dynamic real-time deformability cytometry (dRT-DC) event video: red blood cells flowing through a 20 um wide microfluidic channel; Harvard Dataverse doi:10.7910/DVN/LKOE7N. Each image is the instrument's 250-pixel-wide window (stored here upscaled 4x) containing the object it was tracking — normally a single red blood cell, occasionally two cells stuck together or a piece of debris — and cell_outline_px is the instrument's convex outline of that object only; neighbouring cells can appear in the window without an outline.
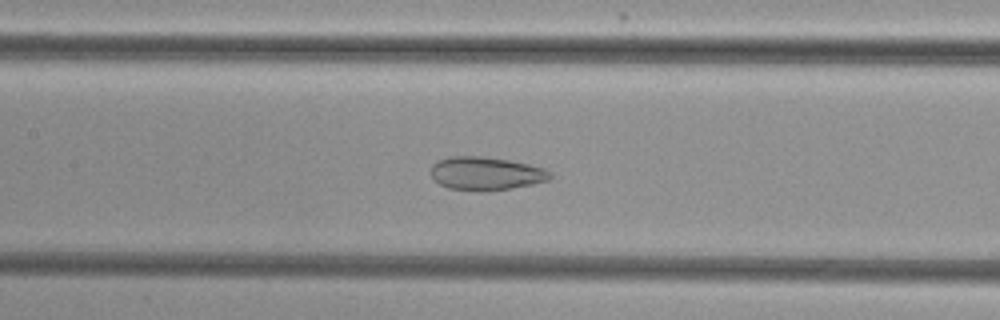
{"species": "common noctule bat (a hibernating species)", "species_latin": "Nyctalus noctula", "temperature_condition": "cold", "stored_images_in_passage": 46, "camera_frame_rate_fps": 3000, "um_per_image_px": 0.085, "animal": {"sex": "female", "body_mass_g": 29.2, "forearm_length_mm": 56.3}, "frame": {"image": 1, "passage_image": 18, "time_ms": 5.667, "image_size_px": [1000, 320], "cell_outline_px": [[552, 180], [512, 188], [488, 192], [476, 192], [448, 188], [440, 184], [432, 176], [432, 164], [436, 160], [452, 156], [480, 156], [508, 160], [528, 164], [544, 168], [552, 172]], "centroid_in_image_um": [41.33, 14.76], "position_along_channel_um": 166.1, "area_um2": 23.47}}
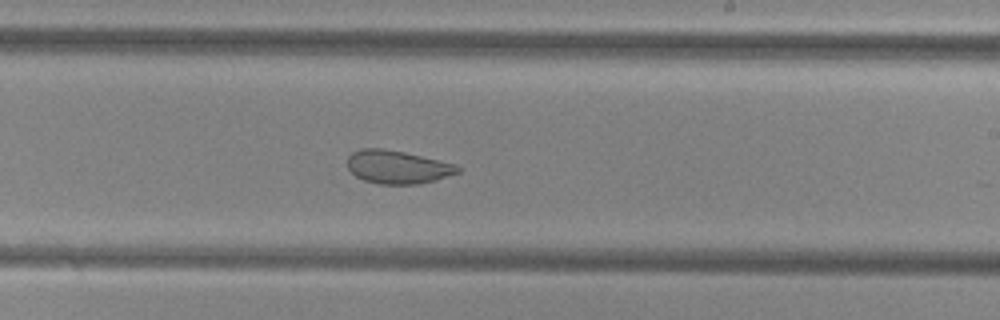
{"frame": {"image": 2, "passage_image": 25, "time_ms": 8.0, "image_size_px": [1000, 320], "cell_outline_px": [[460, 172], [436, 180], [420, 184], [380, 184], [364, 180], [356, 176], [348, 168], [348, 156], [352, 152], [360, 148], [384, 148], [404, 152], [456, 164], [460, 168]], "centroid_in_image_um": [33.79, 14.19], "position_along_channel_um": 255.2, "area_um2": 21.39}}
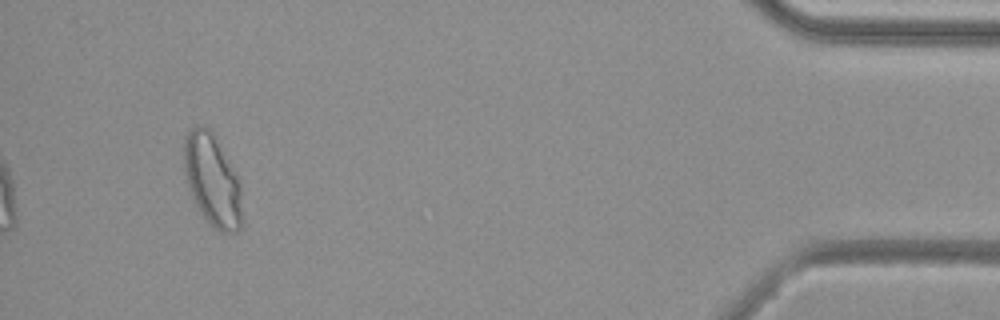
{"frame": {"image": 3, "passage_image": 43, "time_ms": 14.0, "image_size_px": [1000, 320], "cell_outline_px": [[244, 220], [240, 228], [236, 232], [220, 232], [200, 212], [188, 188], [184, 172], [184, 140], [188, 128], [196, 124], [200, 124], [208, 128], [216, 136], [236, 176], [240, 188]], "centroid_in_image_um": [18.04, 15.29], "position_along_channel_um": 417.2, "area_um2": 31.21}, "authors_computed_cell_mechanics": {"area_um2": 26.4724, "velocity_mm_per_s": 3.8369, "shape_relaxation_time_tau1_ms": null, "shape_relaxation_time_tau2_ms": 1.2178, "deformation_change_tau1": null, "deformation_change_tau2": 0.0682}}